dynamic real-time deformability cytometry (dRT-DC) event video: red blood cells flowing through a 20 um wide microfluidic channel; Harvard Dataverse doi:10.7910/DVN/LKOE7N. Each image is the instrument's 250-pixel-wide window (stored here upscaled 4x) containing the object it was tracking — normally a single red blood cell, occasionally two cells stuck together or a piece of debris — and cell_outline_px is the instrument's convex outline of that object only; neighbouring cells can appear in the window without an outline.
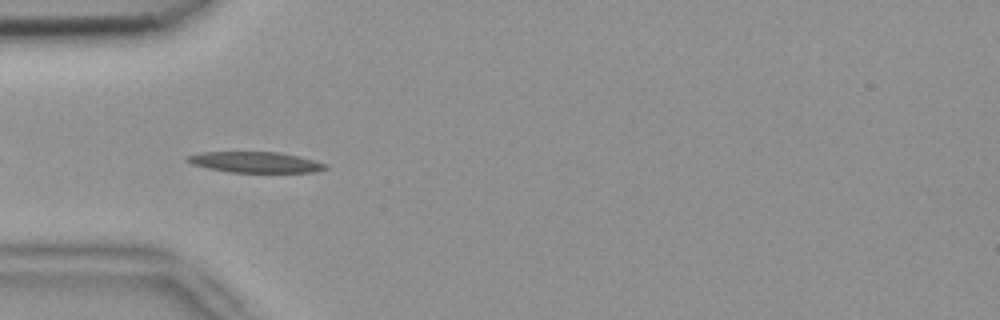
{"species": "common noctule bat (a hibernating species)", "species_latin": "Nyctalus noctula", "temperature_condition": "room temperature", "stored_images_in_passage": 6, "camera_frame_rate_fps": 3000, "um_per_image_px": 0.085, "animal": {"sex": "female", "body_mass_g": 18.4}, "frame": {"image": 1, "passage_image": 4, "time_ms": 1.0, "image_size_px": [1000, 320], "cell_outline_px": [[328, 168], [316, 172], [228, 172], [208, 168], [192, 164], [184, 160], [188, 156], [204, 152], [276, 152], [296, 156], [328, 164]], "centroid_in_image_um": [21.7, 13.79], "position_along_channel_um": 63.3, "area_um2": 16.53}}